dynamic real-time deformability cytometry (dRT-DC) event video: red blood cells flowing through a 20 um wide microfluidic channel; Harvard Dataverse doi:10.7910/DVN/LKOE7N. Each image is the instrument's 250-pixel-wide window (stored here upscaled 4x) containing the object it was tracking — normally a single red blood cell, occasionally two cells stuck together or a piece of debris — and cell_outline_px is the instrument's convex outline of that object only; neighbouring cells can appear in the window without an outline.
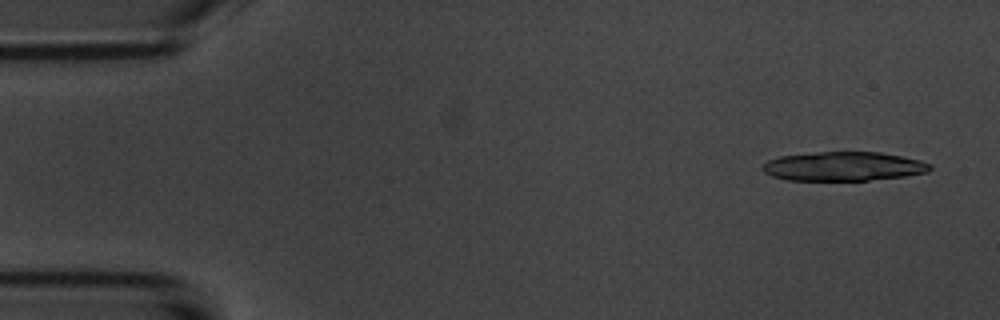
{"species": "common noctule bat (a hibernating species)", "species_latin": "Nyctalus noctula", "temperature_condition": "room temperature", "stored_images_in_passage": 14, "camera_frame_rate_fps": 3000, "um_per_image_px": 0.085, "animal": {"sex": "male", "body_mass_g": 20.1, "forearm_length_mm": 53.5}, "frame": {"image": 1, "passage_image": 3, "time_ms": 0.667, "image_size_px": [1000, 320], "cell_outline_px": [[932, 168], [928, 172], [904, 176], [868, 180], [788, 180], [772, 176], [764, 172], [760, 168], [768, 160], [780, 156], [816, 152], [880, 152], [920, 160], [932, 164]], "centroid_in_image_um": [71.69, 14.14], "position_along_channel_um": 13.3, "area_um2": 28.32}}